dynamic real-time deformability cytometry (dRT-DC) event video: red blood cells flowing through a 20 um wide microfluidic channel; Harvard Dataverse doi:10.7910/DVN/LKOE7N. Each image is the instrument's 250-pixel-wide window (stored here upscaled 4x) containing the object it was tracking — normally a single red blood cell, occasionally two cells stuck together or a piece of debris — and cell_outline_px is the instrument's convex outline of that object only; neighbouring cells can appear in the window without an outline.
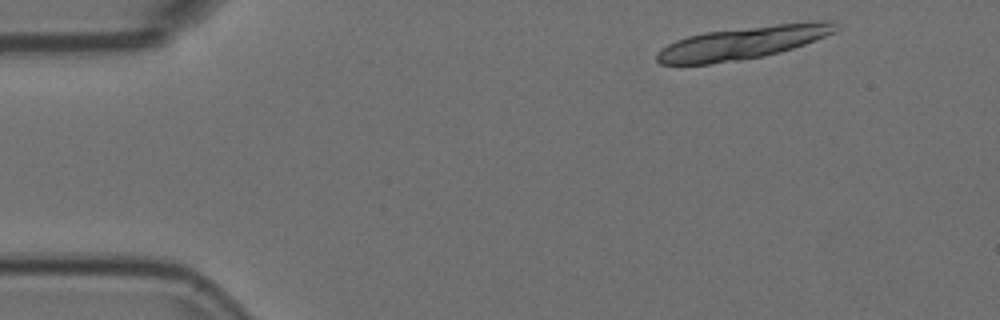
{"species": "Egyptian fruit bat (a non-hibernating species)", "species_latin": "Rousettus aegyptiacus", "temperature_condition": "room temperature", "stored_images_in_passage": 6, "segment_of_instrument_passage": [1, 2], "camera_frame_rate_fps": 3000, "um_per_image_px": 0.085, "animal": {"sex": "female"}, "frame": {"image": 1, "passage_image": 1, "time_ms": 0.0, "image_size_px": [1000, 320], "cell_outline_px": [[840, 28], [836, 32], [804, 44], [780, 52], [764, 56], [740, 60], [708, 64], [660, 64], [656, 60], [656, 52], [668, 44], [676, 40], [688, 36], [704, 32], [776, 24], [816, 20], [832, 20]], "centroid_in_image_um": [63.17, 3.62], "position_along_channel_um": 21.8, "area_um2": 34.16}}